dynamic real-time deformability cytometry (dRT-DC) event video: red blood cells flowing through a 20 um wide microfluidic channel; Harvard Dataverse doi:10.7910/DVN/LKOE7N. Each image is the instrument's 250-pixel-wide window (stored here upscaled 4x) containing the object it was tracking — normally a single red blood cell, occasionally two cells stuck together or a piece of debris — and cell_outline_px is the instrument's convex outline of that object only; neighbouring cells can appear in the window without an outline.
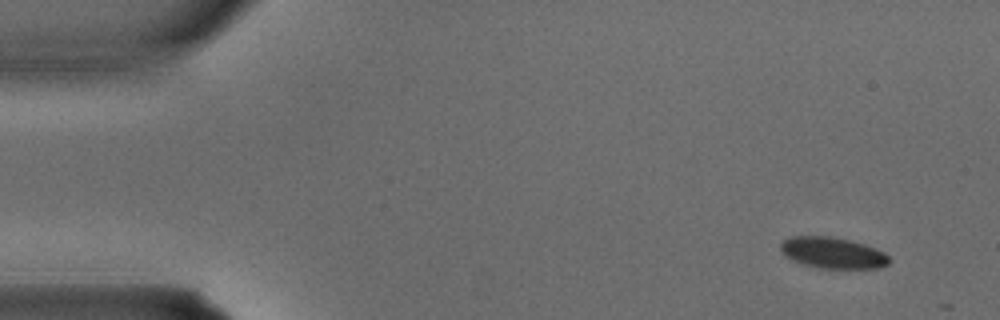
{"species": "common noctule bat (a hibernating species)", "species_latin": "Nyctalus noctula", "temperature_condition": "warm", "stored_images_in_passage": 3, "camera_frame_rate_fps": 3000, "um_per_image_px": 0.085, "animal": {"sex": "male", "body_mass_g": 15.6}, "frame": {"image": 1, "passage_image": 1, "time_ms": 0.0, "image_size_px": [1000, 320], "cell_outline_px": [[892, 260], [888, 264], [880, 268], [820, 268], [804, 264], [784, 256], [780, 248], [780, 244], [784, 240], [792, 236], [832, 236], [852, 240], [876, 248], [884, 252]], "centroid_in_image_um": [70.81, 21.48], "position_along_channel_um": 14.2, "area_um2": 19.83}}
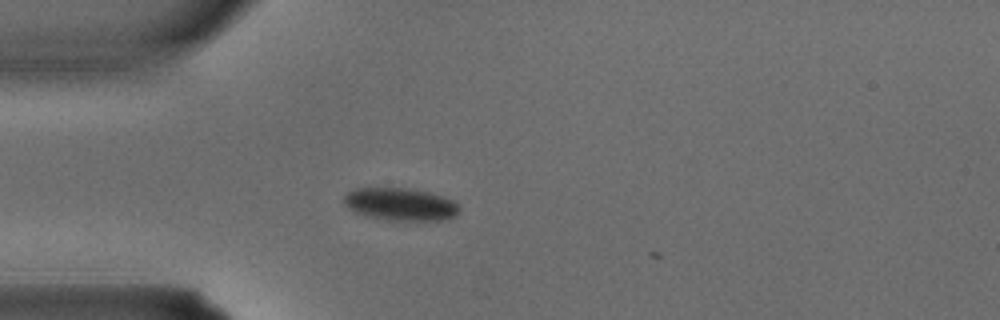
{"frame": {"image": 2, "passage_image": 3, "time_ms": 0.667, "image_size_px": [1000, 320], "cell_outline_px": [[460, 212], [456, 216], [440, 220], [388, 220], [368, 216], [356, 212], [348, 208], [344, 204], [344, 196], [348, 192], [356, 188], [408, 188], [428, 192], [452, 200], [460, 208]], "centroid_in_image_um": [34.03, 17.36], "position_along_channel_um": 51.0, "area_um2": 21.73}}